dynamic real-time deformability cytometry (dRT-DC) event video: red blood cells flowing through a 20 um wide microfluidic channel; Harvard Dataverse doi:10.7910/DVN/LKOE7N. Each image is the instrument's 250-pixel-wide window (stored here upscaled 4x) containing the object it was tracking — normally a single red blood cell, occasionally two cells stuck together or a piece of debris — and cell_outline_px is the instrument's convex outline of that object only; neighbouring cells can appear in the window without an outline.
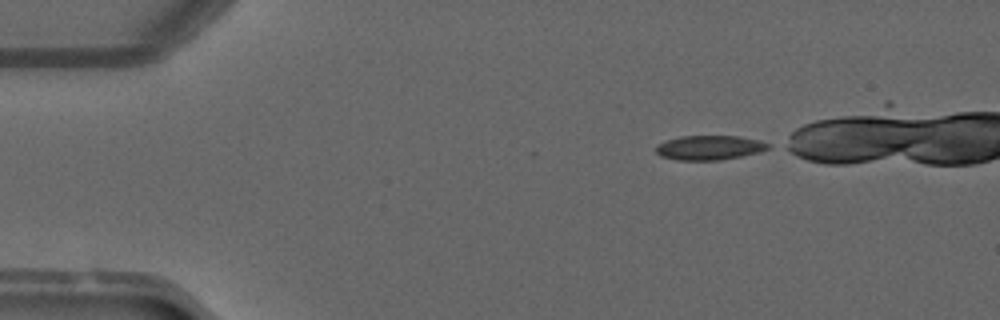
{"species": "common noctule bat (a hibernating species)", "species_latin": "Nyctalus noctula", "temperature_condition": "warm", "stored_images_in_passage": 37, "camera_frame_rate_fps": 3000, "um_per_image_px": 0.085, "animal": {"sex": "male", "forearm_length_mm": 52.5}, "frame": {"image": 1, "passage_image": 1, "time_ms": 0.0, "image_size_px": [1000, 320], "cell_outline_px": [[772, 144], [768, 148], [756, 152], [740, 156], [720, 160], [676, 160], [660, 156], [656, 152], [656, 144], [680, 136], [740, 136], [760, 140]], "centroid_in_image_um": [60.28, 12.54], "position_along_channel_um": 24.7, "area_um2": 15.95}}
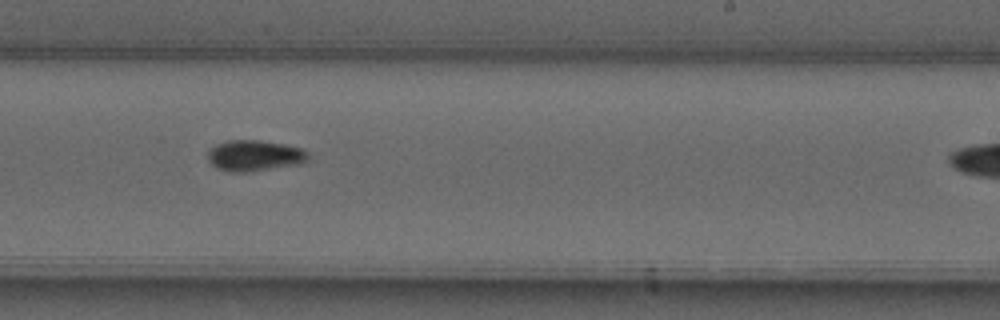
{"frame": {"image": 2, "passage_image": 24, "time_ms": 7.667, "image_size_px": [1000, 320], "cell_outline_px": [[308, 160], [296, 164], [248, 172], [232, 172], [216, 168], [208, 160], [208, 152], [216, 144], [228, 140], [260, 140], [284, 144], [300, 148], [308, 152]], "centroid_in_image_um": [21.61, 13.22], "position_along_channel_um": 267.4, "area_um2": 17.92}}
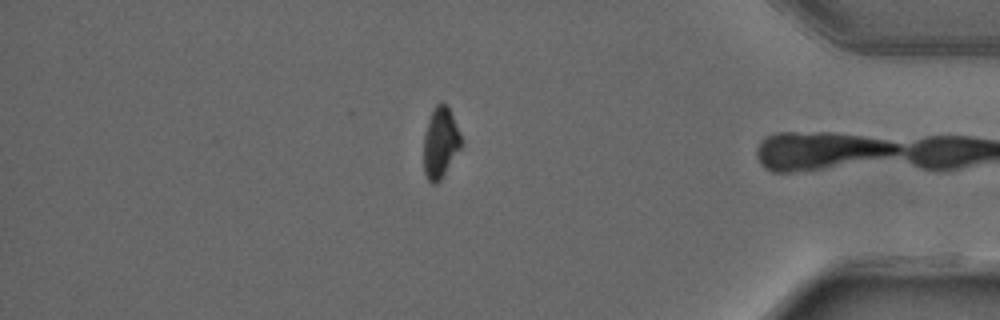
{"frame": {"image": 3, "passage_image": 36, "time_ms": 11.667, "image_size_px": [1000, 320], "cell_outline_px": [[460, 148], [440, 180], [436, 184], [432, 184], [428, 180], [424, 172], [424, 136], [428, 120], [436, 104], [440, 100], [448, 108], [460, 132]], "centroid_in_image_um": [37.41, 12.14], "position_along_channel_um": 397.8, "area_um2": 15.09}}